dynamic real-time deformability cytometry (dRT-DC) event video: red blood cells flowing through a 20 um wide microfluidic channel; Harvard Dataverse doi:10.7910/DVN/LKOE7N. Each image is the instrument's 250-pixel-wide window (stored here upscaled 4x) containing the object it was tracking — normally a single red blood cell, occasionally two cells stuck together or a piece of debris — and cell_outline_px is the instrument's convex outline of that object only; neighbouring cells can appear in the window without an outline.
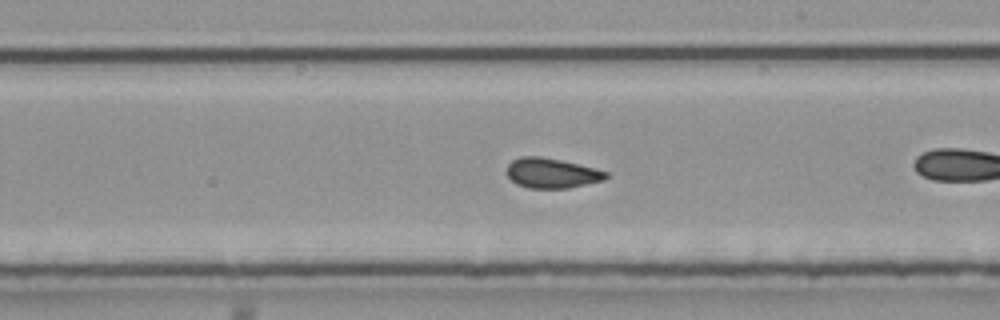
{"species": "common noctule bat (a hibernating species)", "species_latin": "Nyctalus noctula", "temperature_condition": "room temperature", "stored_images_in_passage": 35, "camera_frame_rate_fps": 3000, "um_per_image_px": 0.085, "animal": {"sex": "male", "body_mass_g": 20.4}, "frame": {"image": 1, "passage_image": 25, "time_ms": 8.0, "image_size_px": [1000, 320], "cell_outline_px": [[608, 176], [604, 180], [568, 188], [528, 188], [516, 184], [508, 176], [508, 164], [512, 160], [520, 156], [540, 156], [560, 160], [608, 172]], "centroid_in_image_um": [46.87, 14.72], "position_along_channel_um": 242.1, "area_um2": 17.11}}